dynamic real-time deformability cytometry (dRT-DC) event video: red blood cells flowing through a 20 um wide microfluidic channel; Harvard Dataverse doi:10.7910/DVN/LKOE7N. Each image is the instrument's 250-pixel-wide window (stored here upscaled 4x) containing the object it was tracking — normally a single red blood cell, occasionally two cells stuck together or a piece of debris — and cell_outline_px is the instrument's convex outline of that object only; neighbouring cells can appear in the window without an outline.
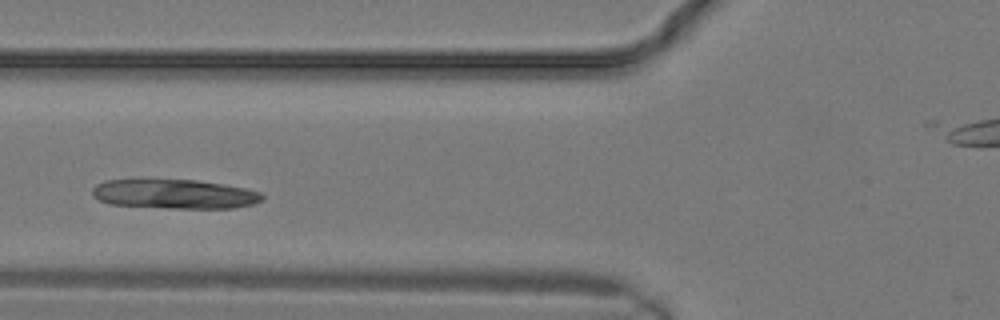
{"species": "common noctule bat (a hibernating species)", "species_latin": "Nyctalus noctula", "temperature_condition": "warm", "stored_images_in_passage": 8, "camera_frame_rate_fps": 3000, "um_per_image_px": 0.085, "animal": {"sex": "male", "body_mass_g": 19.2, "forearm_length_mm": 51.8}, "frame": {"image": 1, "passage_image": 7, "time_ms": 2.0, "image_size_px": [1000, 320], "cell_outline_px": [[264, 200], [252, 204], [236, 208], [168, 208], [108, 204], [92, 196], [92, 188], [96, 184], [108, 180], [196, 180], [224, 184], [248, 188], [260, 192], [264, 196]], "centroid_in_image_um": [14.87, 16.5], "position_along_channel_um": 110.9, "area_um2": 29.19}}